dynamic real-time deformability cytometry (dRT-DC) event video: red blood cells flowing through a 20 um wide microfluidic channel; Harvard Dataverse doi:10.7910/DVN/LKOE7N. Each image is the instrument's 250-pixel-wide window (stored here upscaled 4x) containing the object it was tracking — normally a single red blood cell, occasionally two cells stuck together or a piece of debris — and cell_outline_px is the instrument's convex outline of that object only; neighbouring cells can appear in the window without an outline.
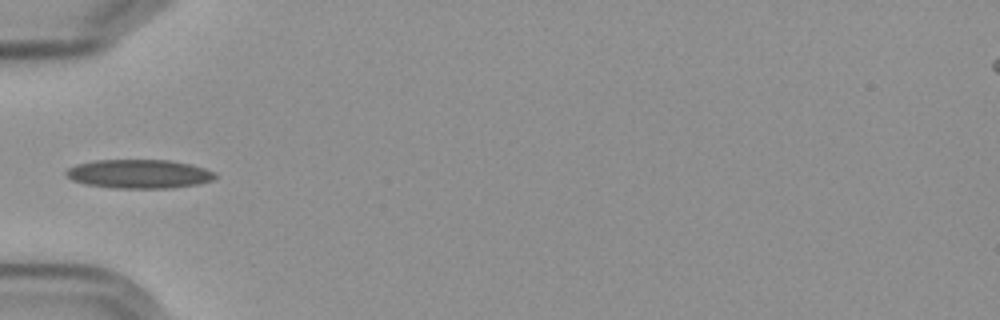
{"species": "Egyptian fruit bat (a non-hibernating species)", "species_latin": "Rousettus aegyptiacus", "temperature_condition": "cold", "stored_images_in_passage": 6, "camera_frame_rate_fps": 3000, "um_per_image_px": 0.085, "frame": {"image": 1, "passage_image": 6, "time_ms": 6.0, "image_size_px": [1000, 320], "cell_outline_px": [[216, 176], [212, 180], [196, 184], [172, 188], [112, 188], [84, 184], [72, 180], [64, 176], [64, 172], [68, 168], [76, 164], [96, 160], [168, 160], [192, 164], [216, 172]], "centroid_in_image_um": [11.78, 14.78], "position_along_channel_um": 73.2, "area_um2": 25.26}}